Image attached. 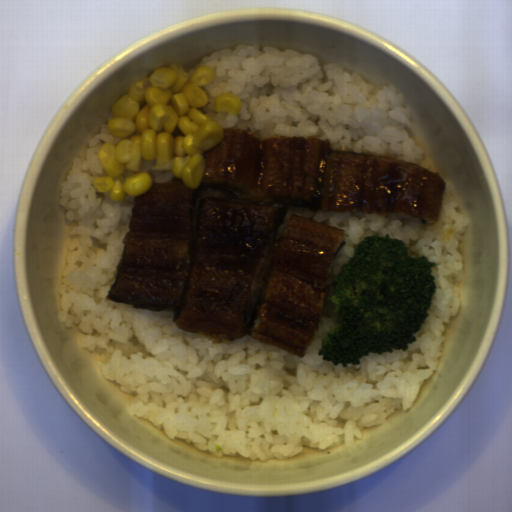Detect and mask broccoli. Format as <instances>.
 Returning a JSON list of instances; mask_svg holds the SVG:
<instances>
[{
	"mask_svg": "<svg viewBox=\"0 0 512 512\" xmlns=\"http://www.w3.org/2000/svg\"><path fill=\"white\" fill-rule=\"evenodd\" d=\"M347 263H342L326 302L333 305L339 325L322 338L318 355L331 361L360 365L369 353L407 350L429 317L437 285L427 257H412L406 242L389 233L365 236Z\"/></svg>",
	"mask_w": 512,
	"mask_h": 512,
	"instance_id": "obj_1",
	"label": "broccoli"
}]
</instances>
